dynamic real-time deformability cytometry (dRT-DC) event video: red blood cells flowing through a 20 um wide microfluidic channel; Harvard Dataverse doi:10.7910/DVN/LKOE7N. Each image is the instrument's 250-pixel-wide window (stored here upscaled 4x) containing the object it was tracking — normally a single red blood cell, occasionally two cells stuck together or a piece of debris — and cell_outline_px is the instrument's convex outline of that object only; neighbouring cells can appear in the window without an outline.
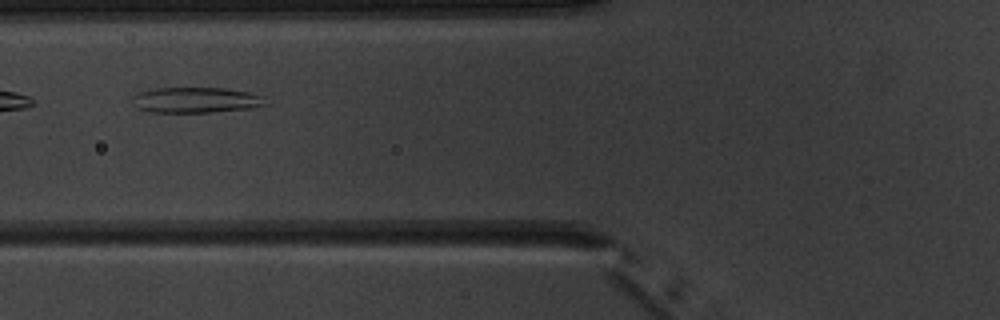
{"species": "common noctule bat (a hibernating species)", "species_latin": "Nyctalus noctula", "temperature_condition": "warm", "stored_images_in_passage": 4, "camera_frame_rate_fps": 3000, "um_per_image_px": 0.085, "animal": {"sex": "male", "body_mass_g": 20.1, "forearm_length_mm": 53.5}, "frame": {"image": 1, "passage_image": 4, "time_ms": 3.333, "image_size_px": [1000, 320], "cell_outline_px": [[268, 104], [248, 108], [212, 112], [152, 112], [140, 108], [132, 104], [132, 96], [140, 92], [156, 88], [224, 88], [248, 92], [264, 96]], "centroid_in_image_um": [16.66, 8.5], "position_along_channel_um": 109.1, "area_um2": 19.71}}